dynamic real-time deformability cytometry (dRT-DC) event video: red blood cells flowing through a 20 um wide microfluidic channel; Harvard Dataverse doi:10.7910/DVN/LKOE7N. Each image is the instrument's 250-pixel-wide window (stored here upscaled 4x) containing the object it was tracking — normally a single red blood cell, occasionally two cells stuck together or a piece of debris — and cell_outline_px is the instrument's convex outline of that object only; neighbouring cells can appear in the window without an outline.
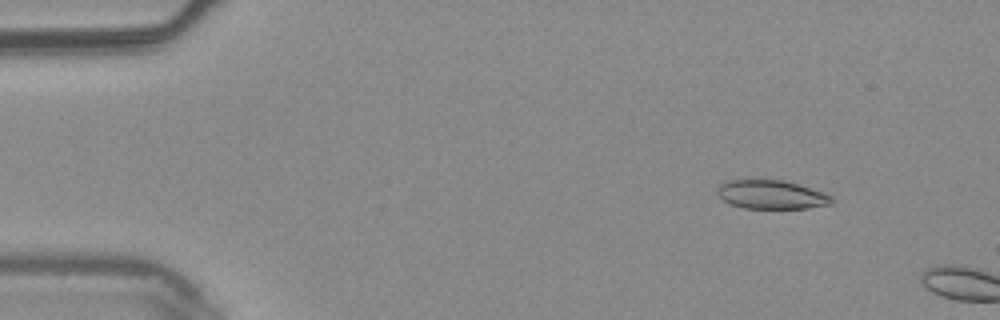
{"species": "common noctule bat (a hibernating species)", "species_latin": "Nyctalus noctula", "temperature_condition": "warm", "stored_images_in_passage": 2, "camera_frame_rate_fps": 3000, "um_per_image_px": 0.085, "animal": {"sex": "male", "body_mass_g": 20.4}, "frame": {"image": 1, "passage_image": 1, "time_ms": 0.0, "image_size_px": [1000, 320], "cell_outline_px": [[836, 200], [832, 204], [808, 208], [744, 208], [728, 204], [716, 192], [716, 188], [724, 180], [784, 180], [824, 192], [832, 196]], "centroid_in_image_um": [65.57, 16.54], "position_along_channel_um": 19.4, "area_um2": 19.36}}